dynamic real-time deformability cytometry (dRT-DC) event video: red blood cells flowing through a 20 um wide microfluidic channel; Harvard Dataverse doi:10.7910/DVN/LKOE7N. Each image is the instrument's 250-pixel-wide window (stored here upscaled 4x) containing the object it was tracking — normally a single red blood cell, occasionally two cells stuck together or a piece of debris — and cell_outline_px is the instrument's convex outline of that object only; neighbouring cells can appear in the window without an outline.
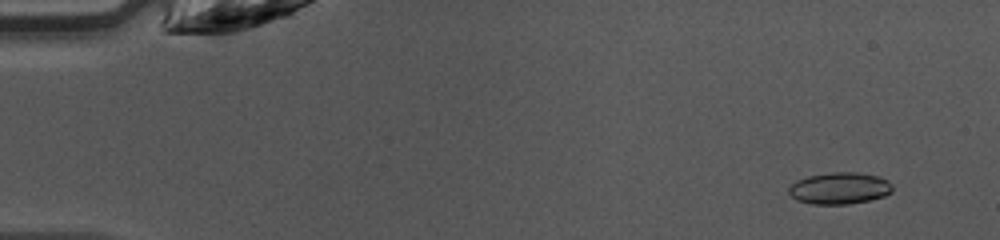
{"species": "common noctule bat (a hibernating species)", "species_latin": "Nyctalus noctula", "temperature_condition": "warm", "stored_images_in_passage": 47, "camera_frame_rate_fps": 3000, "um_per_image_px": 0.085, "animal": {"sex": "female", "body_mass_g": 10.0, "forearm_length_mm": 53.1}, "frame": {"image": 1, "passage_image": 4, "time_ms": 1.0, "image_size_px": [1000, 240], "cell_outline_px": [[892, 192], [884, 196], [868, 200], [848, 204], [812, 204], [796, 200], [788, 192], [788, 188], [796, 180], [808, 176], [828, 172], [860, 172], [880, 176], [888, 180], [892, 184]], "centroid_in_image_um": [71.37, 15.99], "position_along_channel_um": 13.6, "area_um2": 19.36}}
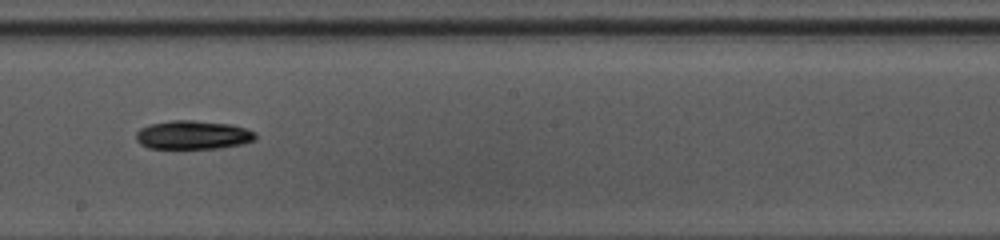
{"frame": {"image": 2, "passage_image": 27, "time_ms": 8.667, "image_size_px": [1000, 240], "cell_outline_px": [[256, 140], [244, 144], [220, 148], [148, 148], [140, 144], [136, 140], [136, 132], [140, 128], [148, 124], [172, 120], [192, 120], [232, 124], [256, 132]], "centroid_in_image_um": [16.41, 11.47], "position_along_channel_um": 231.8, "area_um2": 20.17}}
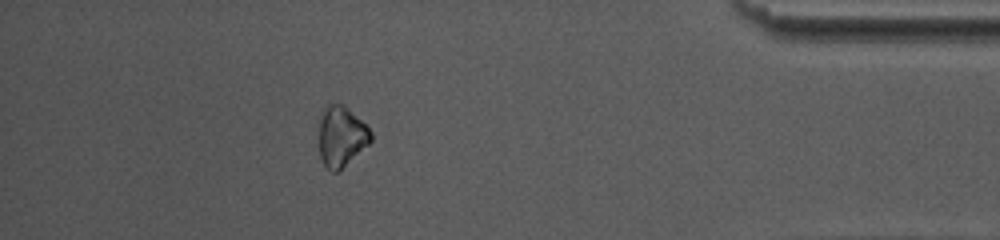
{"frame": {"image": 3, "passage_image": 42, "time_ms": 13.667, "image_size_px": [1000, 240], "cell_outline_px": [[372, 140], [368, 144], [336, 172], [332, 172], [324, 164], [320, 156], [316, 136], [316, 120], [320, 112], [328, 104], [344, 104], [372, 132]], "centroid_in_image_um": [28.91, 11.54], "position_along_channel_um": 406.3, "area_um2": 18.67}, "authors_computed_cell_mechanics": {"area_um2": 19.2474, "velocity_mm_per_s": 4.2901, "shape_relaxation_time_tau1_ms": 0.9304, "shape_relaxation_time_tau2_ms": null, "deformation_change_tau1": 0.0683, "deformation_change_tau2": null}}